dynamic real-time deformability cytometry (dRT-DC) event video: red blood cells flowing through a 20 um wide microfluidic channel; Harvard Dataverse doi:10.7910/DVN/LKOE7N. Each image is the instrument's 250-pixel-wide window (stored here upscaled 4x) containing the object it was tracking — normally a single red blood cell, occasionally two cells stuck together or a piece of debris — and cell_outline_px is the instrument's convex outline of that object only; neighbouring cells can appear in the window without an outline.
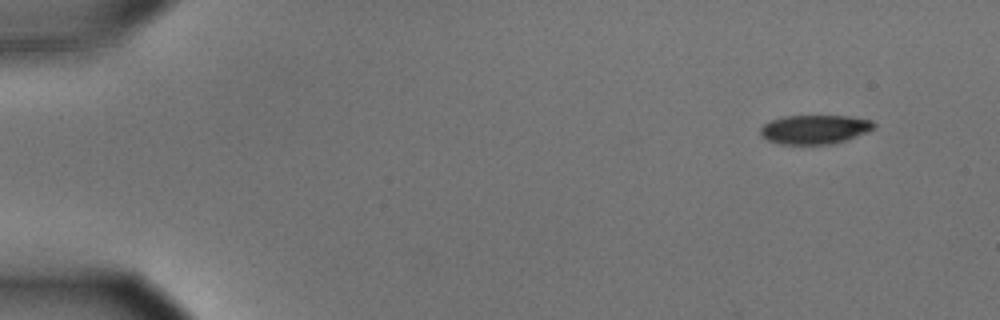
{"species": "common noctule bat (a hibernating species)", "species_latin": "Nyctalus noctula", "temperature_condition": "cold", "stored_images_in_passage": 52, "camera_frame_rate_fps": 3000, "um_per_image_px": 0.085, "animal": {"sex": "male", "body_mass_g": 15.6}, "frame": {"image": 1, "passage_image": 1, "time_ms": 0.0, "image_size_px": [1000, 320], "cell_outline_px": [[876, 128], [868, 132], [844, 140], [828, 144], [780, 144], [768, 140], [760, 132], [760, 128], [764, 124], [772, 120], [784, 116], [848, 116], [872, 120], [876, 124]], "centroid_in_image_um": [69.28, 10.99], "position_along_channel_um": 15.7, "area_um2": 19.07}}
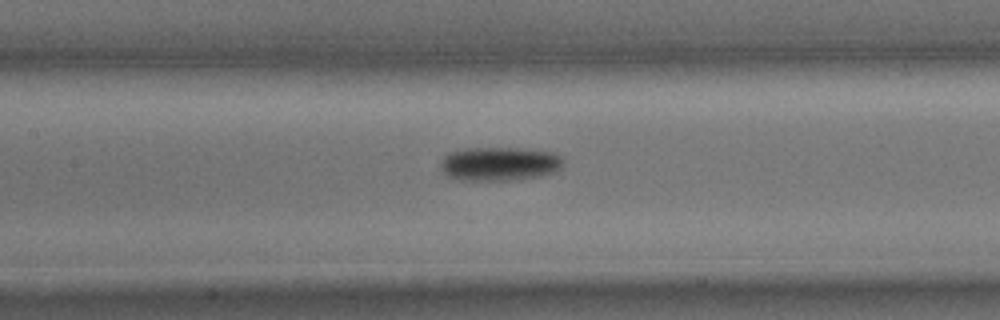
{"frame": {"image": 2, "passage_image": 23, "time_ms": 7.333, "image_size_px": [1000, 320], "cell_outline_px": [[564, 164], [556, 172], [540, 176], [512, 180], [460, 180], [448, 176], [440, 168], [440, 160], [448, 152], [468, 148], [520, 148], [556, 152], [564, 160]], "centroid_in_image_um": [42.47, 13.92], "position_along_channel_um": 164.9, "area_um2": 24.51}}
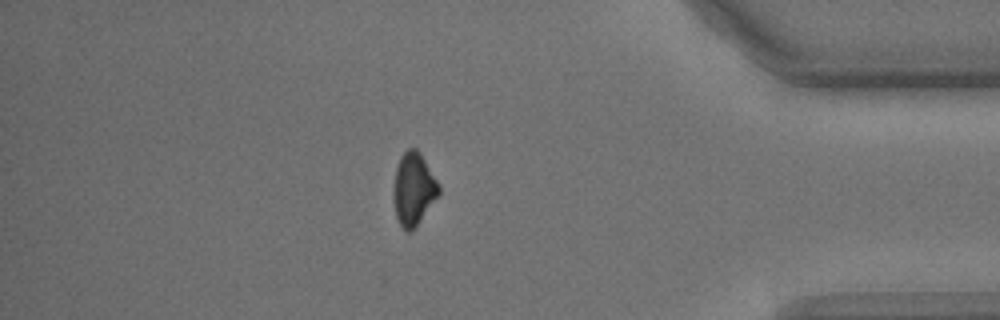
{"frame": {"image": 3, "passage_image": 45, "time_ms": 14.667, "image_size_px": [1000, 320], "cell_outline_px": [[440, 192], [412, 232], [408, 232], [400, 224], [396, 216], [392, 192], [396, 168], [400, 156], [408, 148], [416, 148], [420, 152], [440, 184]], "centroid_in_image_um": [35.14, 16.04], "position_along_channel_um": 400.1, "area_um2": 19.19}, "authors_computed_cell_mechanics": {"area_um2": 21.2126, "velocity_mm_per_s": 3.6123, "shape_relaxation_time_tau1_ms": 2.3319, "shape_relaxation_time_tau2_ms": null, "deformation_change_tau1": 0.1391, "deformation_change_tau2": null}}